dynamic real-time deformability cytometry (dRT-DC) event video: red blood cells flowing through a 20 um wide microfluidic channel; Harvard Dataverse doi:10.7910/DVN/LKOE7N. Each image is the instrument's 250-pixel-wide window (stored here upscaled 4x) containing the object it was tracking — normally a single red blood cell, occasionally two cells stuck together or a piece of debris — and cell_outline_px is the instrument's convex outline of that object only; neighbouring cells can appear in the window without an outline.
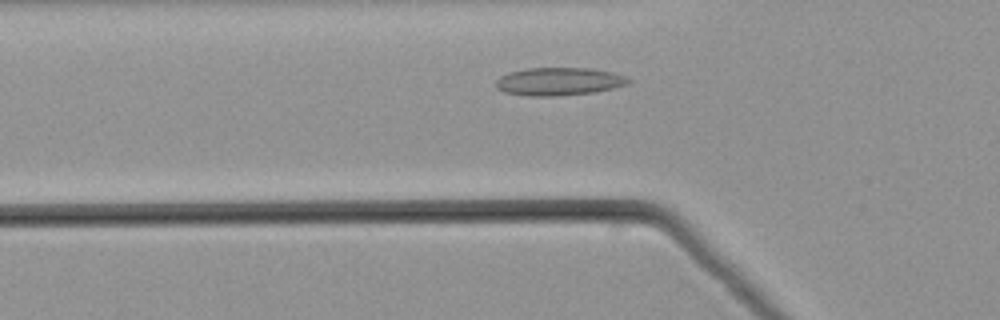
{"species": "common noctule bat (a hibernating species)", "species_latin": "Nyctalus noctula", "temperature_condition": "warm", "stored_images_in_passage": 41, "camera_frame_rate_fps": 3000, "um_per_image_px": 0.085, "animal": {"sex": "male", "body_mass_g": 21.5, "forearm_length_mm": 52.0}, "frame": {"image": 1, "passage_image": 7, "time_ms": 2.0, "image_size_px": [1000, 320], "cell_outline_px": [[632, 80], [628, 84], [612, 88], [592, 92], [556, 96], [528, 96], [504, 92], [496, 88], [496, 80], [500, 76], [508, 72], [524, 68], [588, 68], [612, 72], [628, 76]], "centroid_in_image_um": [47.49, 6.92], "position_along_channel_um": 78.3, "area_um2": 21.68}}
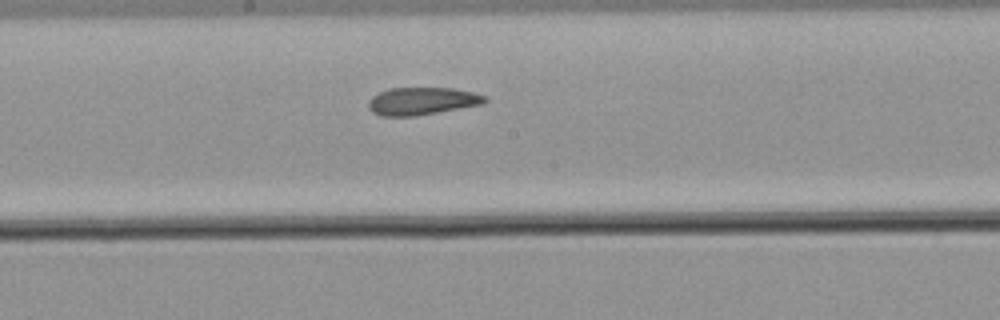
{"frame": {"image": 2, "passage_image": 17, "time_ms": 5.333, "image_size_px": [1000, 320], "cell_outline_px": [[488, 100], [484, 104], [416, 116], [380, 116], [372, 112], [368, 108], [368, 104], [372, 96], [388, 88], [452, 88], [472, 92], [488, 96]], "centroid_in_image_um": [35.89, 8.6], "position_along_channel_um": 212.3, "area_um2": 18.84}}
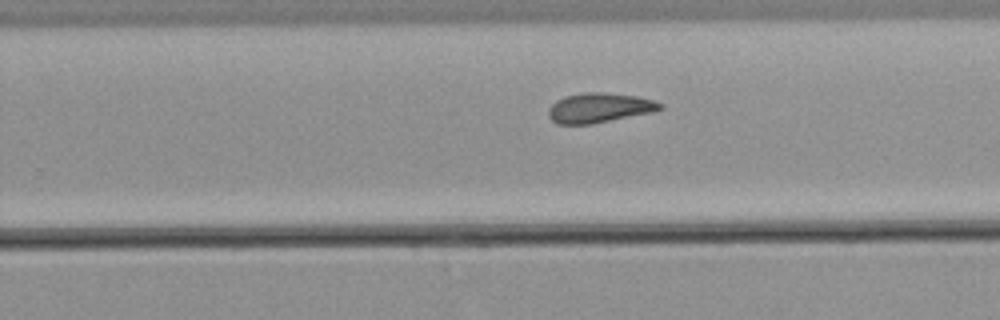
{"frame": {"image": 3, "passage_image": 22, "time_ms": 7.0, "image_size_px": [1000, 320], "cell_outline_px": [[664, 108], [652, 112], [592, 124], [556, 124], [548, 116], [548, 108], [556, 100], [564, 96], [584, 92], [604, 92], [636, 96], [656, 100], [664, 104]], "centroid_in_image_um": [50.94, 9.16], "position_along_channel_um": 278.9, "area_um2": 19.54}}